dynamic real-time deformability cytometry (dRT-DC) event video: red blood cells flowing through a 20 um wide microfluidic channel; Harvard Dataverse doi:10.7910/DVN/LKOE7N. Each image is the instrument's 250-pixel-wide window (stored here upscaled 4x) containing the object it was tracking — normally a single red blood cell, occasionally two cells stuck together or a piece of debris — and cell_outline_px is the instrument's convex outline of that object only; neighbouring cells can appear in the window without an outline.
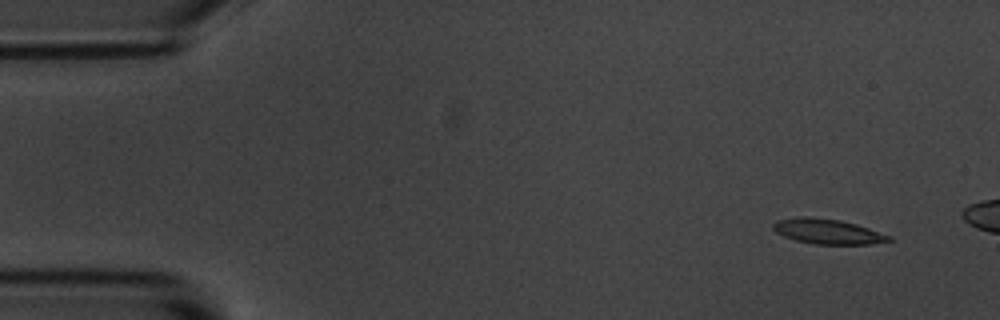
{"species": "common noctule bat (a hibernating species)", "species_latin": "Nyctalus noctula", "temperature_condition": "room temperature", "stored_images_in_passage": 4, "camera_frame_rate_fps": 3000, "um_per_image_px": 0.085, "animal": {"sex": "male", "body_mass_g": 20.1, "forearm_length_mm": 53.5}, "frame": {"image": 1, "passage_image": 1, "time_ms": 0.0, "image_size_px": [1000, 320], "cell_outline_px": [[892, 240], [872, 244], [812, 244], [796, 240], [784, 236], [776, 232], [772, 228], [772, 224], [776, 220], [800, 216], [808, 216], [840, 220], [856, 224], [892, 236]], "centroid_in_image_um": [70.33, 19.67], "position_along_channel_um": 14.7, "area_um2": 16.94}}